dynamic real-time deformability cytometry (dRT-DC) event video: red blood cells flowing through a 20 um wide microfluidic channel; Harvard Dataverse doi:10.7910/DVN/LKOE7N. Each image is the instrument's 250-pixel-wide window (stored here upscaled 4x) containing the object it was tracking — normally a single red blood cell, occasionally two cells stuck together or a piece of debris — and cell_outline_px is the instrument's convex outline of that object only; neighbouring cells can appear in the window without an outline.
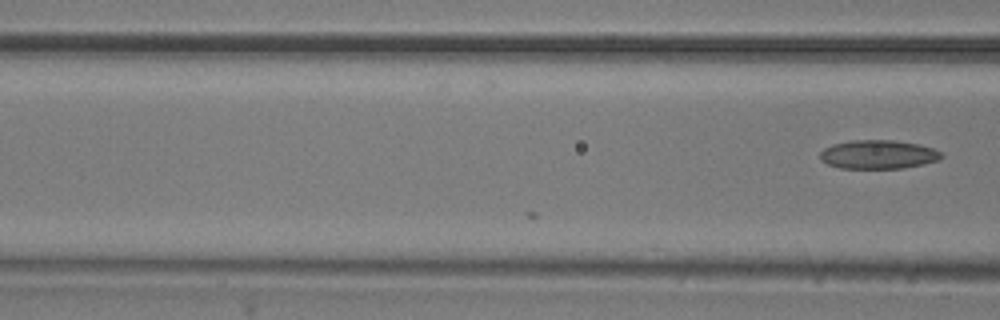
{"species": "common noctule bat (a hibernating species)", "species_latin": "Nyctalus noctula", "temperature_condition": "room temperature", "stored_images_in_passage": 8, "camera_frame_rate_fps": 3000, "um_per_image_px": 0.085, "animal": {"sex": "male", "body_mass_g": 20.5, "forearm_length_mm": 52.5}, "frame": {"image": 1, "passage_image": 8, "time_ms": 2.333, "image_size_px": [1000, 320], "cell_outline_px": [[944, 156], [940, 160], [924, 164], [904, 168], [840, 168], [828, 164], [820, 160], [820, 152], [824, 148], [832, 144], [852, 140], [892, 140], [920, 144], [932, 148], [940, 152]], "centroid_in_image_um": [74.66, 13.13], "position_along_channel_um": 91.9, "area_um2": 20.46}}